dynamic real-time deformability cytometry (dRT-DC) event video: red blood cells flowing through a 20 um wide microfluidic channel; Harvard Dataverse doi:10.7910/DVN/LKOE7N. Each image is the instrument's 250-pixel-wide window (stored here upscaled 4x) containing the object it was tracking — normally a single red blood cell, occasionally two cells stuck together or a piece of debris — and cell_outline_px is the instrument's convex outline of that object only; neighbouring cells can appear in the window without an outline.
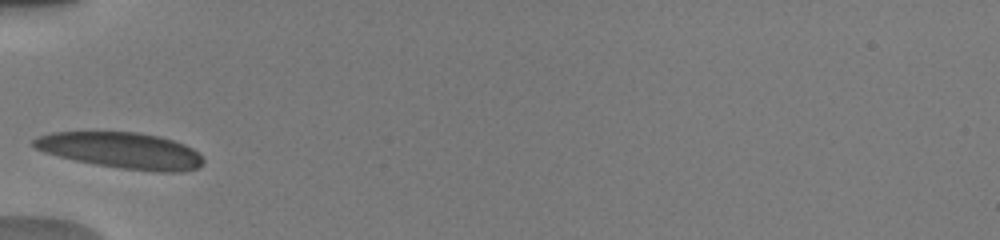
{"species": "human", "species_latin": "Homo sapiens", "temperature_condition": "warm", "stored_images_in_passage": 3, "camera_frame_rate_fps": 3000, "um_per_image_px": 0.085, "donor": {"sex": "male"}, "frame": {"image": 1, "passage_image": 1, "time_ms": 0.0, "image_size_px": [1000, 240], "cell_outline_px": [[204, 164], [200, 168], [180, 172], [156, 172], [120, 168], [96, 164], [76, 160], [44, 152], [36, 148], [32, 144], [32, 140], [36, 136], [52, 132], [136, 132], [160, 136], [184, 144], [192, 148], [204, 160]], "centroid_in_image_um": [10.34, 12.79], "position_along_channel_um": 74.7, "area_um2": 35.66}}